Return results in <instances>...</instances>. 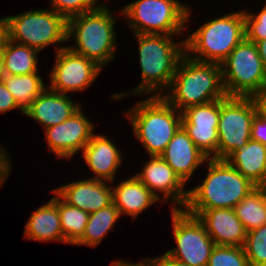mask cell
<instances>
[{
    "label": "cell",
    "instance_id": "obj_17",
    "mask_svg": "<svg viewBox=\"0 0 266 266\" xmlns=\"http://www.w3.org/2000/svg\"><path fill=\"white\" fill-rule=\"evenodd\" d=\"M135 176L153 194L156 193L154 189L163 192L164 199L173 194L170 200L186 206L188 190H182L185 183L161 156H151V160L144 166L143 172Z\"/></svg>",
    "mask_w": 266,
    "mask_h": 266
},
{
    "label": "cell",
    "instance_id": "obj_41",
    "mask_svg": "<svg viewBox=\"0 0 266 266\" xmlns=\"http://www.w3.org/2000/svg\"><path fill=\"white\" fill-rule=\"evenodd\" d=\"M5 74L6 73H5V68H4L2 47H0V81H2Z\"/></svg>",
    "mask_w": 266,
    "mask_h": 266
},
{
    "label": "cell",
    "instance_id": "obj_24",
    "mask_svg": "<svg viewBox=\"0 0 266 266\" xmlns=\"http://www.w3.org/2000/svg\"><path fill=\"white\" fill-rule=\"evenodd\" d=\"M9 39L2 46L5 73L7 75H26L37 73V51L29 46Z\"/></svg>",
    "mask_w": 266,
    "mask_h": 266
},
{
    "label": "cell",
    "instance_id": "obj_29",
    "mask_svg": "<svg viewBox=\"0 0 266 266\" xmlns=\"http://www.w3.org/2000/svg\"><path fill=\"white\" fill-rule=\"evenodd\" d=\"M243 249L249 266H266V224L247 232Z\"/></svg>",
    "mask_w": 266,
    "mask_h": 266
},
{
    "label": "cell",
    "instance_id": "obj_11",
    "mask_svg": "<svg viewBox=\"0 0 266 266\" xmlns=\"http://www.w3.org/2000/svg\"><path fill=\"white\" fill-rule=\"evenodd\" d=\"M173 233L177 247L166 252L188 266H207L213 248V239L197 216L172 207Z\"/></svg>",
    "mask_w": 266,
    "mask_h": 266
},
{
    "label": "cell",
    "instance_id": "obj_39",
    "mask_svg": "<svg viewBox=\"0 0 266 266\" xmlns=\"http://www.w3.org/2000/svg\"><path fill=\"white\" fill-rule=\"evenodd\" d=\"M259 55L262 59L264 68L266 69V38L260 41H257L256 43Z\"/></svg>",
    "mask_w": 266,
    "mask_h": 266
},
{
    "label": "cell",
    "instance_id": "obj_2",
    "mask_svg": "<svg viewBox=\"0 0 266 266\" xmlns=\"http://www.w3.org/2000/svg\"><path fill=\"white\" fill-rule=\"evenodd\" d=\"M208 174L201 186L188 191L186 209L234 207L257 186L223 159H207Z\"/></svg>",
    "mask_w": 266,
    "mask_h": 266
},
{
    "label": "cell",
    "instance_id": "obj_6",
    "mask_svg": "<svg viewBox=\"0 0 266 266\" xmlns=\"http://www.w3.org/2000/svg\"><path fill=\"white\" fill-rule=\"evenodd\" d=\"M245 38L244 11L208 21L185 39V50L199 53L195 60L221 64Z\"/></svg>",
    "mask_w": 266,
    "mask_h": 266
},
{
    "label": "cell",
    "instance_id": "obj_5",
    "mask_svg": "<svg viewBox=\"0 0 266 266\" xmlns=\"http://www.w3.org/2000/svg\"><path fill=\"white\" fill-rule=\"evenodd\" d=\"M172 35L136 34L139 40L141 84L136 93L152 92L170 86L177 65L184 55L185 41L180 45L171 41ZM164 86V87H163Z\"/></svg>",
    "mask_w": 266,
    "mask_h": 266
},
{
    "label": "cell",
    "instance_id": "obj_32",
    "mask_svg": "<svg viewBox=\"0 0 266 266\" xmlns=\"http://www.w3.org/2000/svg\"><path fill=\"white\" fill-rule=\"evenodd\" d=\"M245 38L256 43L266 38V5L255 16L244 12Z\"/></svg>",
    "mask_w": 266,
    "mask_h": 266
},
{
    "label": "cell",
    "instance_id": "obj_21",
    "mask_svg": "<svg viewBox=\"0 0 266 266\" xmlns=\"http://www.w3.org/2000/svg\"><path fill=\"white\" fill-rule=\"evenodd\" d=\"M226 161L257 187H266V146L249 140Z\"/></svg>",
    "mask_w": 266,
    "mask_h": 266
},
{
    "label": "cell",
    "instance_id": "obj_4",
    "mask_svg": "<svg viewBox=\"0 0 266 266\" xmlns=\"http://www.w3.org/2000/svg\"><path fill=\"white\" fill-rule=\"evenodd\" d=\"M107 8L84 12L67 20V39L75 35L77 48L73 52L96 62L100 67L114 59L115 19Z\"/></svg>",
    "mask_w": 266,
    "mask_h": 266
},
{
    "label": "cell",
    "instance_id": "obj_10",
    "mask_svg": "<svg viewBox=\"0 0 266 266\" xmlns=\"http://www.w3.org/2000/svg\"><path fill=\"white\" fill-rule=\"evenodd\" d=\"M257 110L251 97L220 99L217 159L226 160L251 139L252 119Z\"/></svg>",
    "mask_w": 266,
    "mask_h": 266
},
{
    "label": "cell",
    "instance_id": "obj_31",
    "mask_svg": "<svg viewBox=\"0 0 266 266\" xmlns=\"http://www.w3.org/2000/svg\"><path fill=\"white\" fill-rule=\"evenodd\" d=\"M97 0H52L53 10L66 20L96 9Z\"/></svg>",
    "mask_w": 266,
    "mask_h": 266
},
{
    "label": "cell",
    "instance_id": "obj_30",
    "mask_svg": "<svg viewBox=\"0 0 266 266\" xmlns=\"http://www.w3.org/2000/svg\"><path fill=\"white\" fill-rule=\"evenodd\" d=\"M207 266H249L243 247L215 246Z\"/></svg>",
    "mask_w": 266,
    "mask_h": 266
},
{
    "label": "cell",
    "instance_id": "obj_27",
    "mask_svg": "<svg viewBox=\"0 0 266 266\" xmlns=\"http://www.w3.org/2000/svg\"><path fill=\"white\" fill-rule=\"evenodd\" d=\"M120 215V211L113 203L91 213L82 237L75 244H85L95 247L101 242L111 227H113Z\"/></svg>",
    "mask_w": 266,
    "mask_h": 266
},
{
    "label": "cell",
    "instance_id": "obj_26",
    "mask_svg": "<svg viewBox=\"0 0 266 266\" xmlns=\"http://www.w3.org/2000/svg\"><path fill=\"white\" fill-rule=\"evenodd\" d=\"M234 210L247 232L266 224V187H256Z\"/></svg>",
    "mask_w": 266,
    "mask_h": 266
},
{
    "label": "cell",
    "instance_id": "obj_13",
    "mask_svg": "<svg viewBox=\"0 0 266 266\" xmlns=\"http://www.w3.org/2000/svg\"><path fill=\"white\" fill-rule=\"evenodd\" d=\"M181 114L182 126L193 143L208 157L214 153L210 158L217 159L220 99L189 107Z\"/></svg>",
    "mask_w": 266,
    "mask_h": 266
},
{
    "label": "cell",
    "instance_id": "obj_20",
    "mask_svg": "<svg viewBox=\"0 0 266 266\" xmlns=\"http://www.w3.org/2000/svg\"><path fill=\"white\" fill-rule=\"evenodd\" d=\"M83 157L97 175L95 179L104 178L113 181L115 171L121 163V154L115 145L102 135H92L87 145L83 148Z\"/></svg>",
    "mask_w": 266,
    "mask_h": 266
},
{
    "label": "cell",
    "instance_id": "obj_34",
    "mask_svg": "<svg viewBox=\"0 0 266 266\" xmlns=\"http://www.w3.org/2000/svg\"><path fill=\"white\" fill-rule=\"evenodd\" d=\"M19 108L13 95L6 88L2 81H0V113Z\"/></svg>",
    "mask_w": 266,
    "mask_h": 266
},
{
    "label": "cell",
    "instance_id": "obj_9",
    "mask_svg": "<svg viewBox=\"0 0 266 266\" xmlns=\"http://www.w3.org/2000/svg\"><path fill=\"white\" fill-rule=\"evenodd\" d=\"M8 39L37 51L67 41V20L54 10H34L7 17ZM18 40V41H17Z\"/></svg>",
    "mask_w": 266,
    "mask_h": 266
},
{
    "label": "cell",
    "instance_id": "obj_25",
    "mask_svg": "<svg viewBox=\"0 0 266 266\" xmlns=\"http://www.w3.org/2000/svg\"><path fill=\"white\" fill-rule=\"evenodd\" d=\"M3 84L13 95L18 107L24 113L31 103L47 88L37 73L26 75H7L2 79Z\"/></svg>",
    "mask_w": 266,
    "mask_h": 266
},
{
    "label": "cell",
    "instance_id": "obj_28",
    "mask_svg": "<svg viewBox=\"0 0 266 266\" xmlns=\"http://www.w3.org/2000/svg\"><path fill=\"white\" fill-rule=\"evenodd\" d=\"M61 229L67 243L75 244L83 235L89 213L66 203L58 195Z\"/></svg>",
    "mask_w": 266,
    "mask_h": 266
},
{
    "label": "cell",
    "instance_id": "obj_36",
    "mask_svg": "<svg viewBox=\"0 0 266 266\" xmlns=\"http://www.w3.org/2000/svg\"><path fill=\"white\" fill-rule=\"evenodd\" d=\"M256 106L257 113L264 119H266V90L261 93L255 94L251 97Z\"/></svg>",
    "mask_w": 266,
    "mask_h": 266
},
{
    "label": "cell",
    "instance_id": "obj_40",
    "mask_svg": "<svg viewBox=\"0 0 266 266\" xmlns=\"http://www.w3.org/2000/svg\"><path fill=\"white\" fill-rule=\"evenodd\" d=\"M150 262H147L144 264V261L143 262H138L137 264H129V263H124V262H121V261H115L114 263L111 264V266H153V261L152 260H149Z\"/></svg>",
    "mask_w": 266,
    "mask_h": 266
},
{
    "label": "cell",
    "instance_id": "obj_8",
    "mask_svg": "<svg viewBox=\"0 0 266 266\" xmlns=\"http://www.w3.org/2000/svg\"><path fill=\"white\" fill-rule=\"evenodd\" d=\"M136 34L174 35L181 33L189 16L177 0H137L122 10ZM161 32V33H160Z\"/></svg>",
    "mask_w": 266,
    "mask_h": 266
},
{
    "label": "cell",
    "instance_id": "obj_23",
    "mask_svg": "<svg viewBox=\"0 0 266 266\" xmlns=\"http://www.w3.org/2000/svg\"><path fill=\"white\" fill-rule=\"evenodd\" d=\"M136 176L122 181L112 190L113 204L121 213L136 217L140 212L159 200Z\"/></svg>",
    "mask_w": 266,
    "mask_h": 266
},
{
    "label": "cell",
    "instance_id": "obj_7",
    "mask_svg": "<svg viewBox=\"0 0 266 266\" xmlns=\"http://www.w3.org/2000/svg\"><path fill=\"white\" fill-rule=\"evenodd\" d=\"M221 67L228 97H252L266 90V69L254 42L244 38L221 63Z\"/></svg>",
    "mask_w": 266,
    "mask_h": 266
},
{
    "label": "cell",
    "instance_id": "obj_18",
    "mask_svg": "<svg viewBox=\"0 0 266 266\" xmlns=\"http://www.w3.org/2000/svg\"><path fill=\"white\" fill-rule=\"evenodd\" d=\"M174 172L186 183L199 164L209 159L181 126L160 155Z\"/></svg>",
    "mask_w": 266,
    "mask_h": 266
},
{
    "label": "cell",
    "instance_id": "obj_1",
    "mask_svg": "<svg viewBox=\"0 0 266 266\" xmlns=\"http://www.w3.org/2000/svg\"><path fill=\"white\" fill-rule=\"evenodd\" d=\"M188 55L184 54L181 65H177L169 87L173 93L163 97L178 111L226 98L221 64L198 61Z\"/></svg>",
    "mask_w": 266,
    "mask_h": 266
},
{
    "label": "cell",
    "instance_id": "obj_35",
    "mask_svg": "<svg viewBox=\"0 0 266 266\" xmlns=\"http://www.w3.org/2000/svg\"><path fill=\"white\" fill-rule=\"evenodd\" d=\"M3 151V152H2ZM7 153L0 147V185L4 183V180L10 174V159H7Z\"/></svg>",
    "mask_w": 266,
    "mask_h": 266
},
{
    "label": "cell",
    "instance_id": "obj_33",
    "mask_svg": "<svg viewBox=\"0 0 266 266\" xmlns=\"http://www.w3.org/2000/svg\"><path fill=\"white\" fill-rule=\"evenodd\" d=\"M251 140L266 146V119L262 118L258 113L252 119Z\"/></svg>",
    "mask_w": 266,
    "mask_h": 266
},
{
    "label": "cell",
    "instance_id": "obj_38",
    "mask_svg": "<svg viewBox=\"0 0 266 266\" xmlns=\"http://www.w3.org/2000/svg\"><path fill=\"white\" fill-rule=\"evenodd\" d=\"M7 29V17L0 19V47H2L8 39Z\"/></svg>",
    "mask_w": 266,
    "mask_h": 266
},
{
    "label": "cell",
    "instance_id": "obj_22",
    "mask_svg": "<svg viewBox=\"0 0 266 266\" xmlns=\"http://www.w3.org/2000/svg\"><path fill=\"white\" fill-rule=\"evenodd\" d=\"M46 205L37 209L30 216L24 230L25 237L37 241L66 242L61 229L60 213L58 210V194Z\"/></svg>",
    "mask_w": 266,
    "mask_h": 266
},
{
    "label": "cell",
    "instance_id": "obj_12",
    "mask_svg": "<svg viewBox=\"0 0 266 266\" xmlns=\"http://www.w3.org/2000/svg\"><path fill=\"white\" fill-rule=\"evenodd\" d=\"M102 67L96 62L70 50L58 48L56 62L51 73L52 91L66 94L89 87Z\"/></svg>",
    "mask_w": 266,
    "mask_h": 266
},
{
    "label": "cell",
    "instance_id": "obj_14",
    "mask_svg": "<svg viewBox=\"0 0 266 266\" xmlns=\"http://www.w3.org/2000/svg\"><path fill=\"white\" fill-rule=\"evenodd\" d=\"M93 126L79 109L60 124L45 129L49 148L58 157L70 158L87 145L93 135Z\"/></svg>",
    "mask_w": 266,
    "mask_h": 266
},
{
    "label": "cell",
    "instance_id": "obj_19",
    "mask_svg": "<svg viewBox=\"0 0 266 266\" xmlns=\"http://www.w3.org/2000/svg\"><path fill=\"white\" fill-rule=\"evenodd\" d=\"M79 109L66 94L45 89L24 114L42 123L46 129L70 118Z\"/></svg>",
    "mask_w": 266,
    "mask_h": 266
},
{
    "label": "cell",
    "instance_id": "obj_3",
    "mask_svg": "<svg viewBox=\"0 0 266 266\" xmlns=\"http://www.w3.org/2000/svg\"><path fill=\"white\" fill-rule=\"evenodd\" d=\"M137 104L128 113L135 135L150 156H160L182 126V114L175 116L177 109L160 94Z\"/></svg>",
    "mask_w": 266,
    "mask_h": 266
},
{
    "label": "cell",
    "instance_id": "obj_15",
    "mask_svg": "<svg viewBox=\"0 0 266 266\" xmlns=\"http://www.w3.org/2000/svg\"><path fill=\"white\" fill-rule=\"evenodd\" d=\"M197 216L206 232L217 246L243 247L247 235L243 224L231 208L219 209H184Z\"/></svg>",
    "mask_w": 266,
    "mask_h": 266
},
{
    "label": "cell",
    "instance_id": "obj_16",
    "mask_svg": "<svg viewBox=\"0 0 266 266\" xmlns=\"http://www.w3.org/2000/svg\"><path fill=\"white\" fill-rule=\"evenodd\" d=\"M54 191L69 205L89 214L113 203L110 187L95 177L63 185Z\"/></svg>",
    "mask_w": 266,
    "mask_h": 266
},
{
    "label": "cell",
    "instance_id": "obj_37",
    "mask_svg": "<svg viewBox=\"0 0 266 266\" xmlns=\"http://www.w3.org/2000/svg\"><path fill=\"white\" fill-rule=\"evenodd\" d=\"M153 266H188L179 260L172 258L166 253L163 256L152 259Z\"/></svg>",
    "mask_w": 266,
    "mask_h": 266
}]
</instances>
